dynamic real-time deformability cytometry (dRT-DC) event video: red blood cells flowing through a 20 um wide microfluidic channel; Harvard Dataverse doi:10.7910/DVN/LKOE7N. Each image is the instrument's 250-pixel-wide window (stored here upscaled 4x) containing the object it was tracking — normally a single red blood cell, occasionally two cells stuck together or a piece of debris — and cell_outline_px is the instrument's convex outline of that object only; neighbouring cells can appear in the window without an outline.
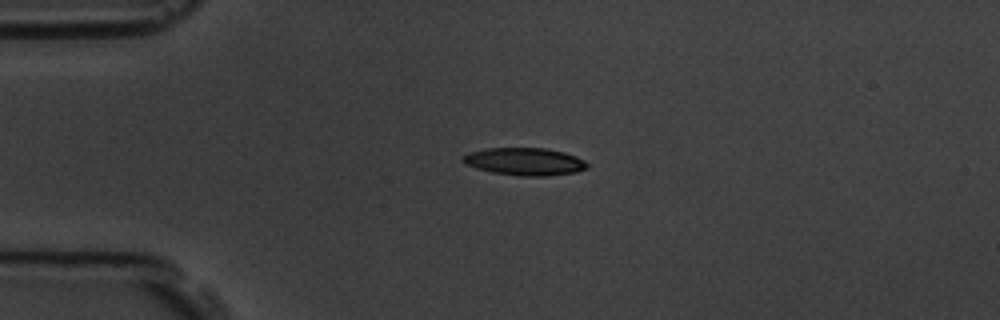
{"species": "common noctule bat (a hibernating species)", "species_latin": "Nyctalus noctula", "temperature_condition": "room temperature", "stored_images_in_passage": 4, "camera_frame_rate_fps": 3000, "um_per_image_px": 0.085, "animal": {"sex": "male", "body_mass_g": 19.5, "forearm_length_mm": 54.6}, "frame": {"image": 1, "passage_image": 3, "time_ms": 2.333, "image_size_px": [1000, 320], "cell_outline_px": [[588, 168], [576, 172], [548, 176], [520, 176], [492, 172], [476, 168], [464, 164], [460, 160], [460, 156], [468, 152], [488, 148], [544, 148], [564, 152], [576, 156], [584, 160], [588, 164]], "centroid_in_image_um": [44.56, 13.73], "position_along_channel_um": 40.4, "area_um2": 20.17}}